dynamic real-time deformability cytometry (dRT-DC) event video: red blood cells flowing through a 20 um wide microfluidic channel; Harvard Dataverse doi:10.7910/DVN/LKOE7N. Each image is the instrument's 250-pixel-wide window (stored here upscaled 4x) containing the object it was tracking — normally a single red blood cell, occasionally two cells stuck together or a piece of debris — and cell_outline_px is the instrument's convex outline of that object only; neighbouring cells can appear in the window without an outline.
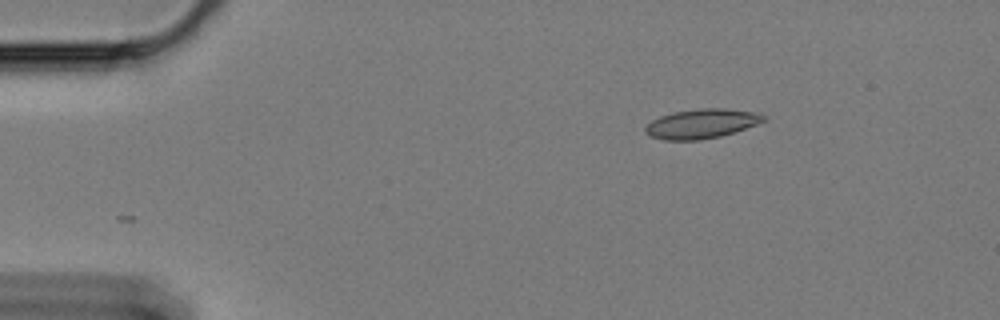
{"species": "Egyptian fruit bat (a non-hibernating species)", "species_latin": "Rousettus aegyptiacus", "temperature_condition": "cold", "stored_images_in_passage": 52, "camera_frame_rate_fps": 3000, "um_per_image_px": 0.085, "animal": {"sex": "female"}, "frame": {"image": 1, "passage_image": 1, "time_ms": 0.0, "image_size_px": [1000, 320], "cell_outline_px": [[768, 120], [720, 136], [700, 140], [664, 140], [652, 136], [644, 132], [644, 128], [652, 120], [660, 116], [672, 112], [700, 108], [724, 108], [752, 112], [768, 116]], "centroid_in_image_um": [59.62, 10.51], "position_along_channel_um": 25.4, "area_um2": 20.17}}
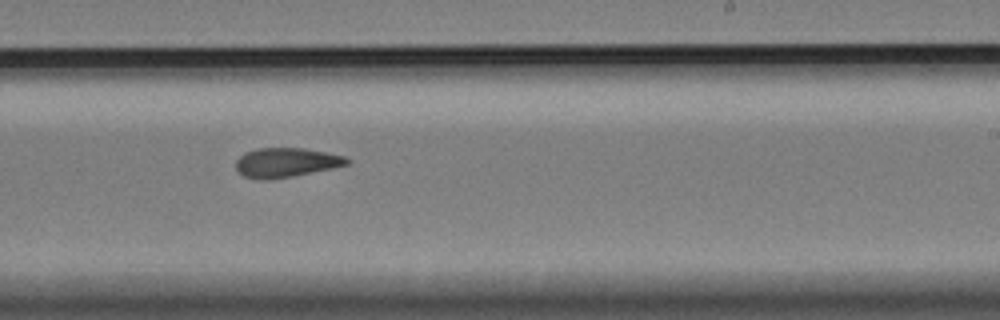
{"frame": {"image": 2, "passage_image": 29, "time_ms": 9.333, "image_size_px": [1000, 320], "cell_outline_px": [[352, 160], [348, 164], [332, 168], [292, 176], [268, 180], [260, 180], [244, 176], [236, 168], [236, 160], [244, 152], [256, 148], [304, 148], [344, 156]], "centroid_in_image_um": [24.3, 13.81], "position_along_channel_um": 264.7, "area_um2": 18.96}}
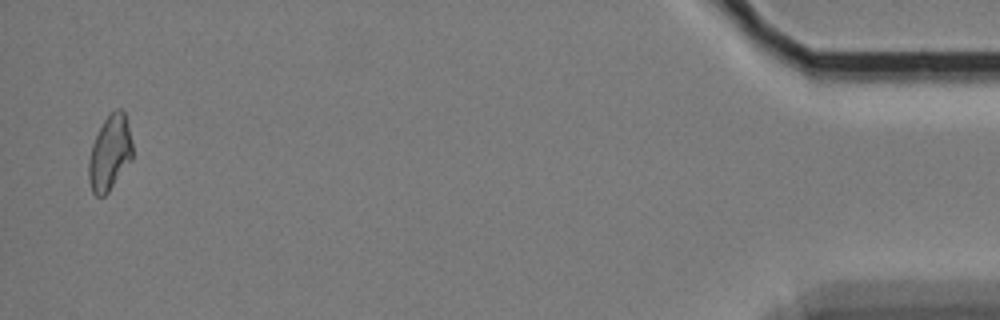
{"frame": {"image": 3, "passage_image": 51, "time_ms": 16.667, "image_size_px": [1000, 320], "cell_outline_px": [[132, 160], [108, 192], [104, 196], [96, 196], [92, 192], [88, 176], [88, 160], [92, 144], [104, 120], [116, 108], [120, 108], [124, 112], [132, 140]], "centroid_in_image_um": [9.33, 13.02], "position_along_channel_um": 425.9, "area_um2": 19.07}, "authors_computed_cell_mechanics": {"area_um2": 19.3052, "velocity_mm_per_s": 3.3073, "shape_relaxation_time_tau1_ms": null, "shape_relaxation_time_tau2_ms": 8.9848, "deformation_change_tau1": null, "deformation_change_tau2": 0.1469}}